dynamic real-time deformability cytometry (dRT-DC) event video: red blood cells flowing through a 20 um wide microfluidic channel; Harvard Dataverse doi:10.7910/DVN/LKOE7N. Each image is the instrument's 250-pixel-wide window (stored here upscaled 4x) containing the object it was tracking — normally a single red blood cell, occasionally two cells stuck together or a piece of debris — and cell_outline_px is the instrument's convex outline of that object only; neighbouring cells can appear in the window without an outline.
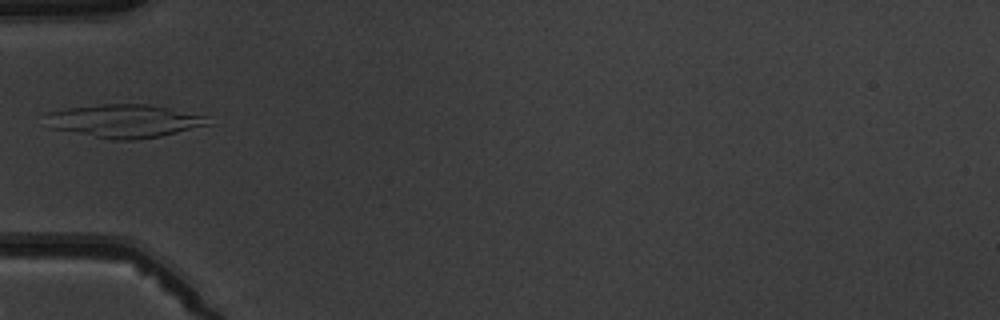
{"species": "common noctule bat (a hibernating species)", "species_latin": "Nyctalus noctula", "temperature_condition": "warm", "stored_images_in_passage": 6, "camera_frame_rate_fps": 3000, "um_per_image_px": 0.085, "animal": {"sex": "male", "body_mass_g": 19.5, "forearm_length_mm": 54.6}, "frame": {"image": 1, "passage_image": 5, "time_ms": 5.333, "image_size_px": [1000, 320], "cell_outline_px": [[212, 124], [160, 136], [132, 140], [112, 140], [48, 128], [48, 112], [68, 108], [100, 104], [148, 104], [168, 108], [204, 116]], "centroid_in_image_um": [10.54, 10.29], "position_along_channel_um": 74.5, "area_um2": 31.1}}
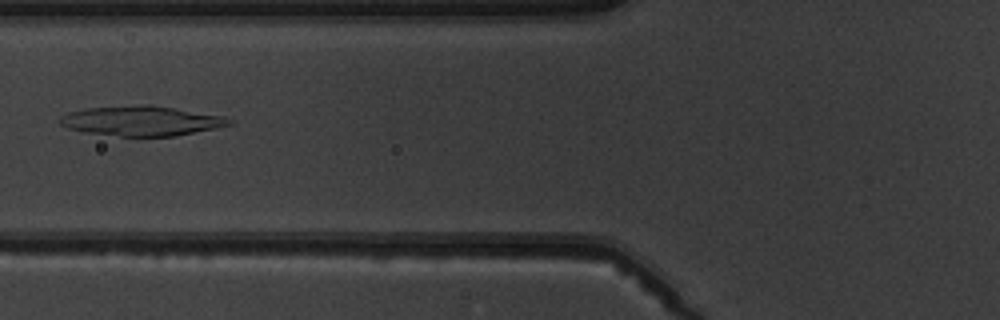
{"frame": {"image": 2, "passage_image": 6, "time_ms": 6.333, "image_size_px": [1000, 320], "cell_outline_px": [[232, 124], [216, 128], [176, 136], [120, 136], [88, 132], [68, 128], [60, 124], [60, 116], [68, 112], [88, 108], [140, 104], [148, 104], [224, 116], [232, 120]], "centroid_in_image_um": [12.04, 10.27], "position_along_channel_um": 113.8, "area_um2": 29.25}}